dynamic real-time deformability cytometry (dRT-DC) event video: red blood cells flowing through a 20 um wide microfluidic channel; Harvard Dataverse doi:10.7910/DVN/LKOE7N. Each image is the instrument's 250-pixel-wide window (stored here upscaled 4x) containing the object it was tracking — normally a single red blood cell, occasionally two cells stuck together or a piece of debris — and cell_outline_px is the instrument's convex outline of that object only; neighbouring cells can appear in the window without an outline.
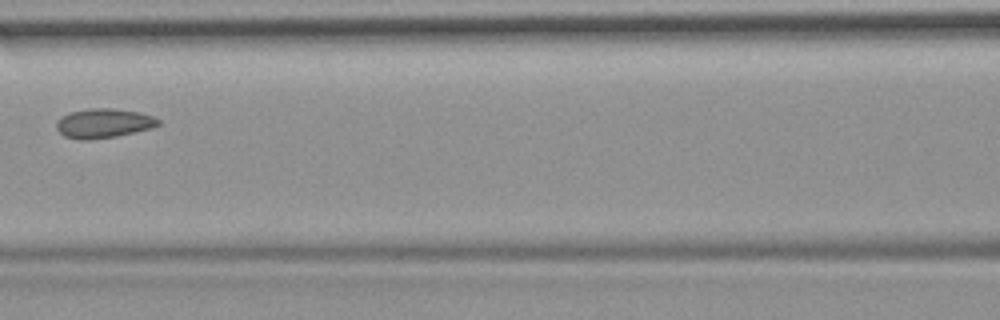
{"species": "common noctule bat (a hibernating species)", "species_latin": "Nyctalus noctula", "temperature_condition": "room temperature", "stored_images_in_passage": 15, "camera_frame_rate_fps": 3000, "um_per_image_px": 0.085, "animal": {"sex": "female", "body_mass_g": 19.9}, "frame": {"image": 1, "passage_image": 7, "time_ms": 8.0, "image_size_px": [1000, 320], "cell_outline_px": [[160, 124], [152, 128], [116, 136], [88, 140], [80, 140], [64, 136], [56, 128], [56, 120], [60, 116], [68, 112], [88, 108], [112, 108], [140, 112], [152, 116], [160, 120]], "centroid_in_image_um": [8.77, 10.47], "position_along_channel_um": 157.8, "area_um2": 17.63}, "authors_computed_cell_mechanics": {"area_um2": 17.8024, "velocity_mm_per_s": 3.0231, "shape_relaxation_time_tau1_ms": null, "shape_relaxation_time_tau2_ms": 3.3784, "deformation_change_tau1": null, "deformation_change_tau2": 0.0782}}